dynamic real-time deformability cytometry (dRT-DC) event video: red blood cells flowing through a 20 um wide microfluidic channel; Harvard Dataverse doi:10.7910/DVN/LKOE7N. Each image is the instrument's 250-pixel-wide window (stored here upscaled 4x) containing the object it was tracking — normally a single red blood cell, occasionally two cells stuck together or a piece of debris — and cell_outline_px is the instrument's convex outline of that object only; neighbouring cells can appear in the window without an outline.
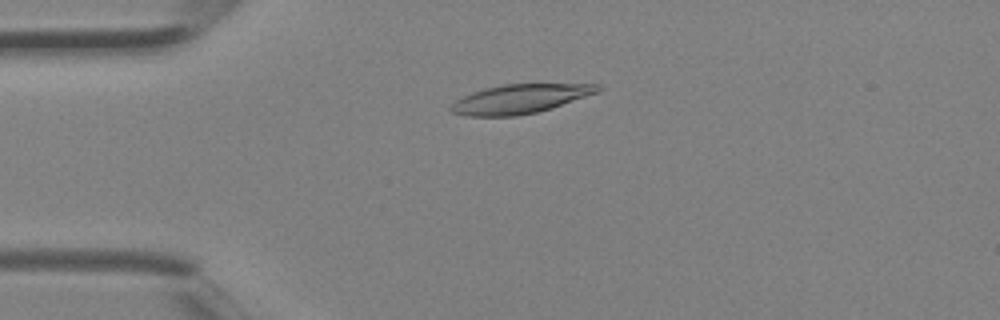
{"species": "Egyptian fruit bat (a non-hibernating species)", "species_latin": "Rousettus aegyptiacus", "temperature_condition": "room temperature", "stored_images_in_passage": 3, "camera_frame_rate_fps": 3000, "um_per_image_px": 0.085, "animal": {"sex": "female"}, "frame": {"image": 1, "passage_image": 3, "time_ms": 0.667, "image_size_px": [1000, 320], "cell_outline_px": [[604, 88], [600, 92], [552, 108], [536, 112], [516, 116], [468, 116], [452, 112], [448, 108], [456, 100], [472, 92], [484, 88], [504, 84], [600, 84]], "centroid_in_image_um": [44.24, 8.4], "position_along_channel_um": 40.8, "area_um2": 24.97}}